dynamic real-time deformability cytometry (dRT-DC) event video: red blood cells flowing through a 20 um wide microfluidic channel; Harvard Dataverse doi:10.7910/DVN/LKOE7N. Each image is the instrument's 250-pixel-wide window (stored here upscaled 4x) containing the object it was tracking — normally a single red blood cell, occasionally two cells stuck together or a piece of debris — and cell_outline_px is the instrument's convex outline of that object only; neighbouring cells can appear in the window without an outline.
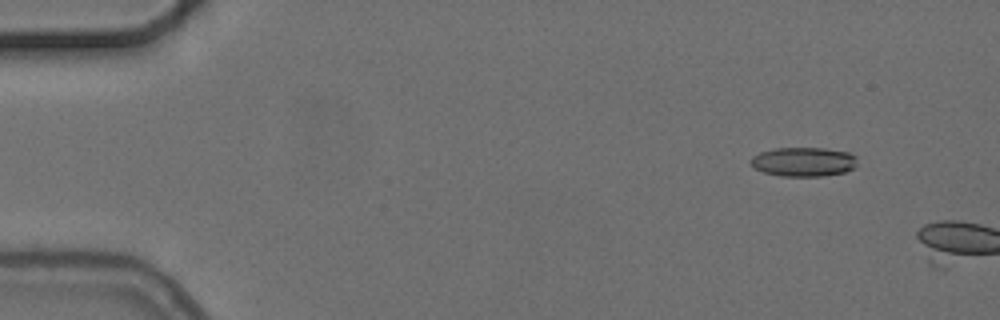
{"species": "common noctule bat (a hibernating species)", "species_latin": "Nyctalus noctula", "temperature_condition": "cold", "stored_images_in_passage": 3, "camera_frame_rate_fps": 3000, "um_per_image_px": 0.085, "animal": {"sex": "female", "body_mass_g": 24.6, "forearm_length_mm": 56.2}, "frame": {"image": 1, "passage_image": 2, "time_ms": 1.0, "image_size_px": [1000, 320], "cell_outline_px": [[856, 168], [844, 172], [824, 176], [780, 176], [764, 172], [756, 168], [752, 164], [752, 156], [760, 152], [772, 148], [824, 148], [848, 152], [856, 156]], "centroid_in_image_um": [68.33, 13.75], "position_along_channel_um": 16.7, "area_um2": 18.15}}